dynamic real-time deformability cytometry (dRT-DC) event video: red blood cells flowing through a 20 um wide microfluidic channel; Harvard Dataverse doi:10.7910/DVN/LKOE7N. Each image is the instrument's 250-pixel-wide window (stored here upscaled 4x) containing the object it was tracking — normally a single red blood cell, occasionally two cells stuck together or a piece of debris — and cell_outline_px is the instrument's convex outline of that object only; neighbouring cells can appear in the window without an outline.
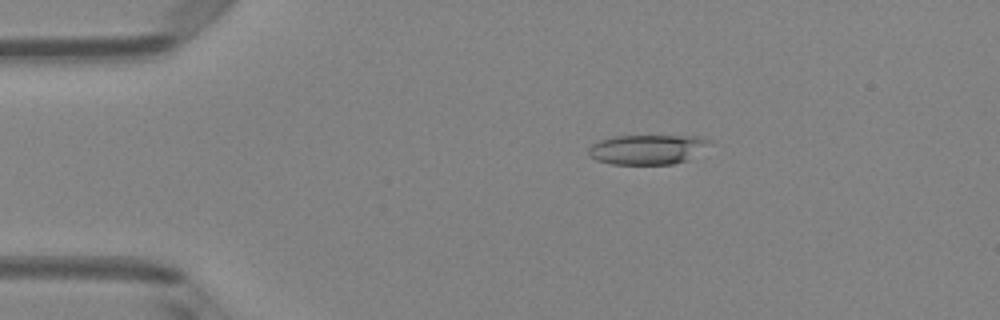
{"species": "Egyptian fruit bat (a non-hibernating species)", "species_latin": "Rousettus aegyptiacus", "temperature_condition": "room temperature", "stored_images_in_passage": 49, "camera_frame_rate_fps": 3000, "um_per_image_px": 0.085, "animal": {"sex": "female"}, "frame": {"image": 1, "passage_image": 9, "time_ms": 2.667, "image_size_px": [1000, 320], "cell_outline_px": [[712, 140], [684, 160], [672, 164], [612, 164], [596, 160], [588, 156], [588, 148], [592, 144], [600, 140], [612, 136], [696, 136]], "centroid_in_image_um": [54.88, 12.69], "position_along_channel_um": 30.1, "area_um2": 20.46}}
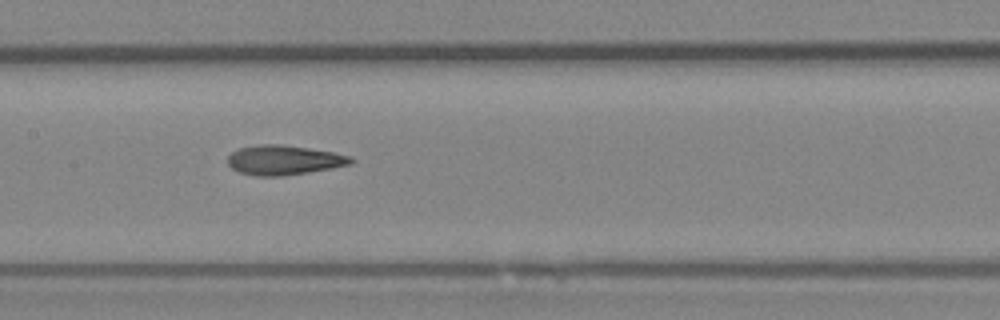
{"frame": {"image": 2, "passage_image": 24, "time_ms": 7.667, "image_size_px": [1000, 320], "cell_outline_px": [[356, 160], [352, 164], [332, 168], [284, 176], [256, 176], [240, 172], [232, 168], [228, 164], [228, 156], [232, 152], [240, 148], [260, 144], [280, 144], [308, 148], [332, 152], [352, 156]], "centroid_in_image_um": [24.16, 13.61], "position_along_channel_um": 183.2, "area_um2": 21.27}}
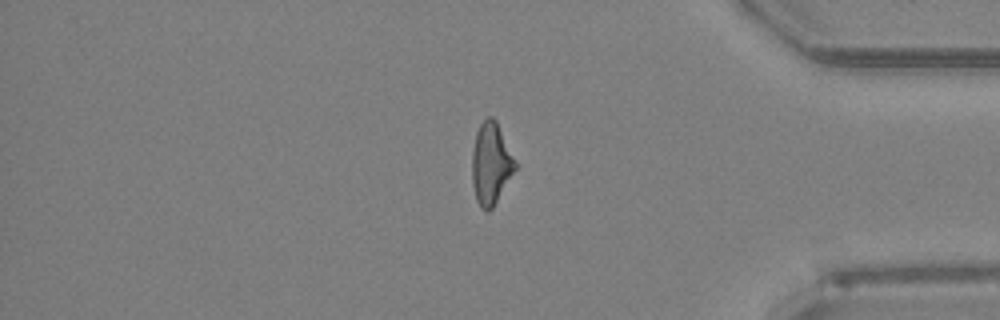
{"frame": {"image": 3, "passage_image": 41, "time_ms": 13.333, "image_size_px": [1000, 320], "cell_outline_px": [[516, 168], [492, 208], [488, 212], [484, 212], [480, 208], [476, 200], [472, 184], [472, 152], [476, 132], [480, 124], [488, 116], [492, 116], [496, 120], [516, 164]], "centroid_in_image_um": [41.69, 13.93], "position_along_channel_um": 393.5, "area_um2": 20.29}, "authors_computed_cell_mechanics": {"area_um2": 20.9814, "velocity_mm_per_s": 4.1394, "shape_relaxation_time_tau1_ms": 7.2114, "shape_relaxation_time_tau2_ms": 2.9779, "deformation_change_tau1": 0.2233, "deformation_change_tau2": 0.1345}}